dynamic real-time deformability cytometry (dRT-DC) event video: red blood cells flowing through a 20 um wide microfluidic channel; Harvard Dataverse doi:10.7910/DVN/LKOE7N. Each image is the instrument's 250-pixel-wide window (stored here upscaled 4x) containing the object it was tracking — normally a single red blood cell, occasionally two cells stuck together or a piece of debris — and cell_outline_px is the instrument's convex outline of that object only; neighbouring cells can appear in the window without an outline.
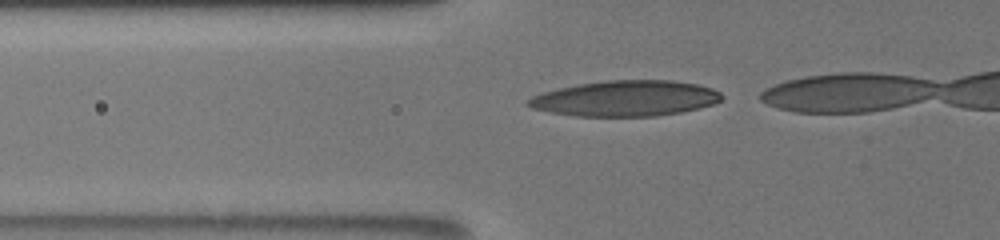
{"species": "human", "species_latin": "Homo sapiens", "temperature_condition": "room temperature", "stored_images_in_passage": 5, "segment_of_instrument_passage": [2, 2], "camera_frame_rate_fps": 3000, "um_per_image_px": 0.085, "donor": {"sex": "male"}, "frame": {"image": 1, "passage_image": 5, "time_ms": 5.0, "image_size_px": [1000, 240], "cell_outline_px": [[724, 96], [720, 100], [712, 104], [700, 108], [680, 112], [656, 116], [576, 116], [552, 112], [532, 108], [524, 104], [524, 100], [540, 92], [580, 84], [608, 80], [672, 80], [696, 84], [712, 88], [720, 92]], "centroid_in_image_um": [53.14, 8.36], "position_along_channel_um": 72.7, "area_um2": 40.23}}